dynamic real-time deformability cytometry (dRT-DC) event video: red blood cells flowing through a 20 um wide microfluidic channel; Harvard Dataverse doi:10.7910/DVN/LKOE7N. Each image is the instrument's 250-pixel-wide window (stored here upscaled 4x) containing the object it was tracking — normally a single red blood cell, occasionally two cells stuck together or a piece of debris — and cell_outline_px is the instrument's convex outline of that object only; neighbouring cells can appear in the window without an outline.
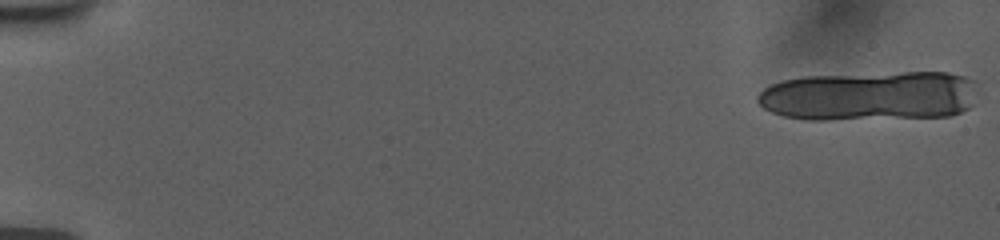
{"species": "human", "species_latin": "Homo sapiens", "temperature_condition": "room temperature", "stored_images_in_passage": 20, "camera_frame_rate_fps": 3000, "um_per_image_px": 0.085, "donor": {"sex": "female"}, "frame": {"image": 1, "passage_image": 1, "time_ms": 0.0, "image_size_px": [1000, 240], "cell_outline_px": [[972, 80], [968, 108], [952, 116], [828, 120], [808, 120], [784, 116], [772, 112], [764, 108], [756, 100], [756, 96], [764, 88], [772, 84], [784, 80], [804, 76], [904, 72], [948, 72], [964, 76]], "centroid_in_image_um": [73.82, 8.16], "position_along_channel_um": 11.2, "area_um2": 63.35}}
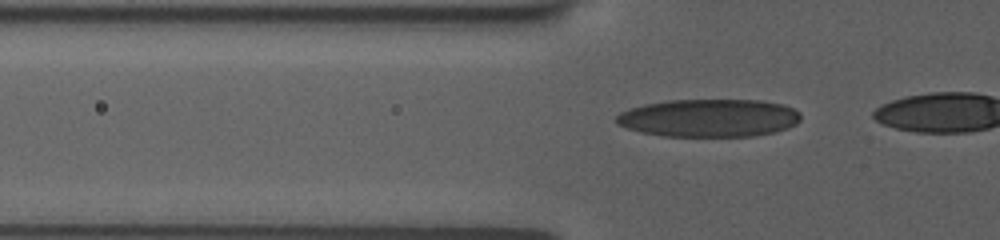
{"frame": {"image": 2, "passage_image": 17, "time_ms": 5.333, "image_size_px": [1000, 240], "cell_outline_px": [[800, 120], [796, 124], [788, 128], [776, 132], [752, 136], [664, 136], [640, 132], [616, 124], [616, 116], [620, 112], [628, 108], [644, 104], [668, 100], [760, 100], [784, 104], [800, 112]], "centroid_in_image_um": [60.27, 10.02], "position_along_channel_um": 65.5, "area_um2": 40.98}}